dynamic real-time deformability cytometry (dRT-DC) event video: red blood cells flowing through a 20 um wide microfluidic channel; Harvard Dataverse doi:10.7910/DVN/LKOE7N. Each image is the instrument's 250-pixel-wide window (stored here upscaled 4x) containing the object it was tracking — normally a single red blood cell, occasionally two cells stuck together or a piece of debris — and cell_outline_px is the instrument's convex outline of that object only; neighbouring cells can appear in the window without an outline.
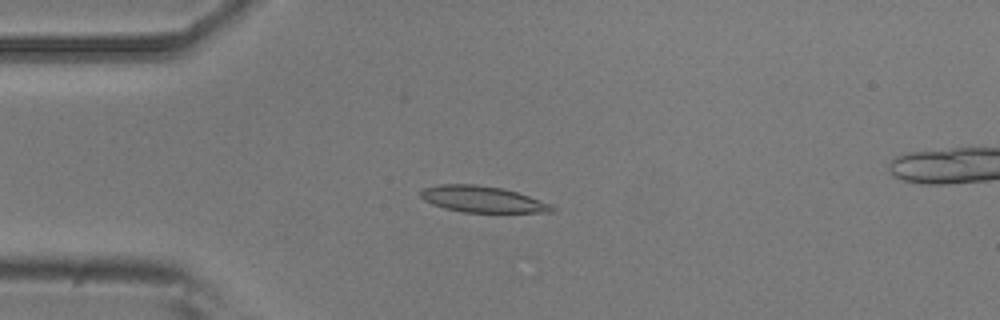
{"species": "common noctule bat (a hibernating species)", "species_latin": "Nyctalus noctula", "temperature_condition": "room temperature", "stored_images_in_passage": 6, "camera_frame_rate_fps": 3000, "um_per_image_px": 0.085, "animal": {"sex": "male", "body_mass_g": 20.5, "forearm_length_mm": 52.5}, "frame": {"image": 1, "passage_image": 3, "time_ms": 0.667, "image_size_px": [1000, 320], "cell_outline_px": [[556, 212], [464, 212], [444, 208], [432, 204], [424, 200], [420, 196], [420, 192], [424, 188], [440, 184], [476, 184], [504, 188], [552, 204], [556, 208]], "centroid_in_image_um": [41.02, 16.93], "position_along_channel_um": 44.0, "area_um2": 20.11}}
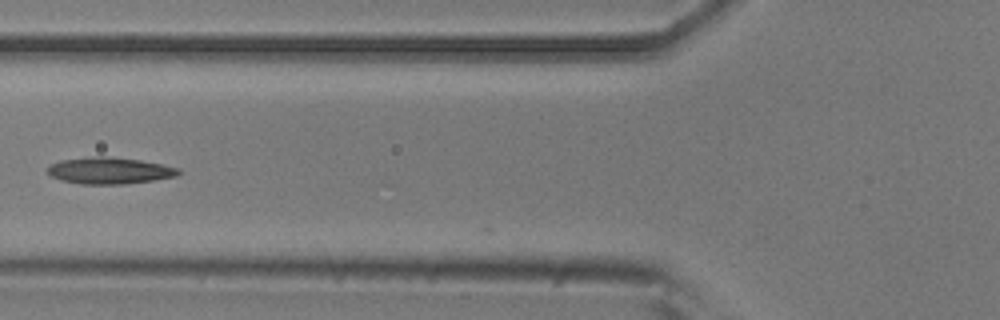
{"frame": {"image": 2, "passage_image": 5, "time_ms": 1.333, "image_size_px": [1000, 320], "cell_outline_px": [[180, 172], [176, 176], [152, 180], [124, 184], [80, 184], [60, 180], [52, 176], [48, 172], [48, 168], [52, 164], [60, 160], [100, 156], [104, 156], [140, 160], [180, 168]], "centroid_in_image_um": [9.31, 14.51], "position_along_channel_um": 116.5, "area_um2": 20.0}}